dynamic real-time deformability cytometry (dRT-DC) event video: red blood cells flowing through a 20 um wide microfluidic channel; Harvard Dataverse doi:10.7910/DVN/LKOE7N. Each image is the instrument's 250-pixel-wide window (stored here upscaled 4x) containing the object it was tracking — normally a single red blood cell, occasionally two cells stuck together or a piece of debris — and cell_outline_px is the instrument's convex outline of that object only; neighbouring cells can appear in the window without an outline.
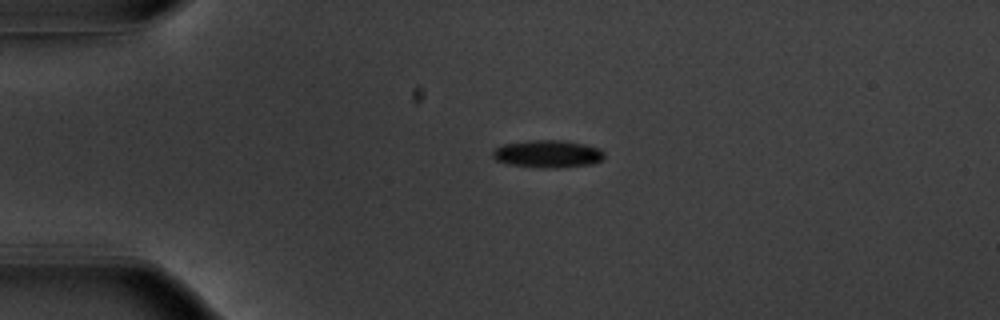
{"species": "common noctule bat (a hibernating species)", "species_latin": "Nyctalus noctula", "temperature_condition": "warm", "stored_images_in_passage": 42, "camera_frame_rate_fps": 3000, "um_per_image_px": 0.085, "animal": {"sex": "male", "body_mass_g": 20.1, "forearm_length_mm": 53.5}, "frame": {"image": 1, "passage_image": 1, "time_ms": 0.0, "image_size_px": [1000, 320], "cell_outline_px": [[604, 160], [592, 164], [560, 168], [544, 168], [512, 164], [496, 160], [492, 156], [492, 152], [500, 144], [524, 140], [564, 140], [584, 144], [600, 148], [604, 152]], "centroid_in_image_um": [46.58, 13.07], "position_along_channel_um": 38.4, "area_um2": 18.15}}
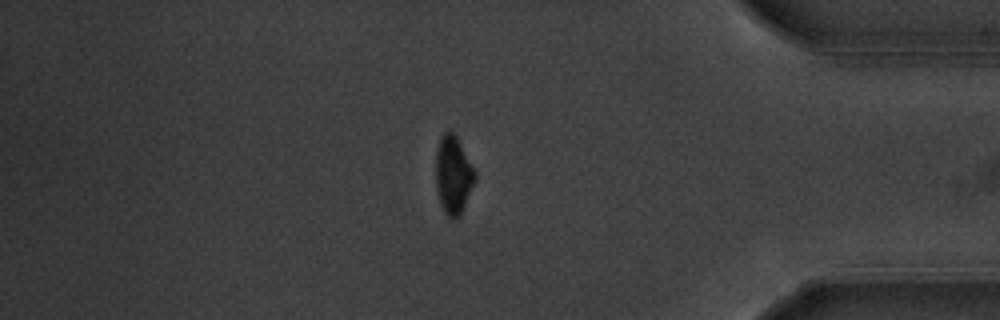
{"frame": {"image": 2, "passage_image": 34, "time_ms": 11.0, "image_size_px": [1000, 320], "cell_outline_px": [[476, 176], [460, 216], [456, 220], [448, 216], [444, 212], [440, 204], [436, 188], [436, 148], [440, 136], [444, 132], [452, 132], [456, 136], [476, 172]], "centroid_in_image_um": [38.5, 14.88], "position_along_channel_um": 396.7, "area_um2": 17.69}}
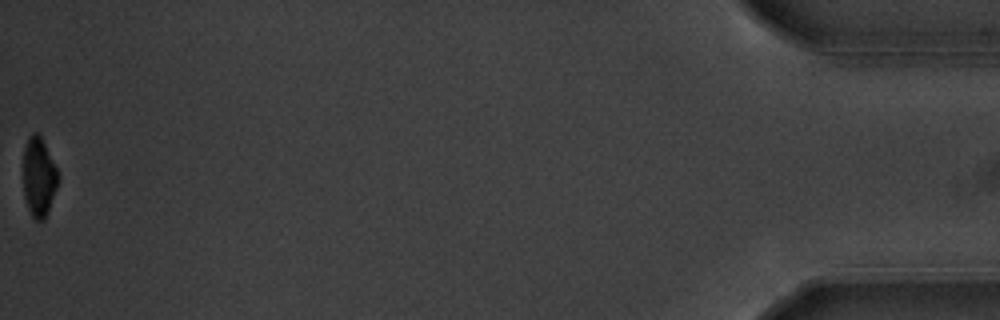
{"frame": {"image": 3, "passage_image": 42, "time_ms": 13.667, "image_size_px": [1000, 320], "cell_outline_px": [[60, 176], [48, 212], [44, 220], [36, 220], [32, 216], [28, 208], [24, 196], [24, 148], [28, 136], [32, 132], [36, 132], [40, 136]], "centroid_in_image_um": [3.3, 15.06], "position_along_channel_um": 431.9, "area_um2": 15.84}, "authors_computed_cell_mechanics": {"area_um2": 17.8313, "velocity_mm_per_s": 3.826, "shape_relaxation_time_tau1_ms": 2.1681, "shape_relaxation_time_tau2_ms": null, "deformation_change_tau1": 0.1261, "deformation_change_tau2": null}}